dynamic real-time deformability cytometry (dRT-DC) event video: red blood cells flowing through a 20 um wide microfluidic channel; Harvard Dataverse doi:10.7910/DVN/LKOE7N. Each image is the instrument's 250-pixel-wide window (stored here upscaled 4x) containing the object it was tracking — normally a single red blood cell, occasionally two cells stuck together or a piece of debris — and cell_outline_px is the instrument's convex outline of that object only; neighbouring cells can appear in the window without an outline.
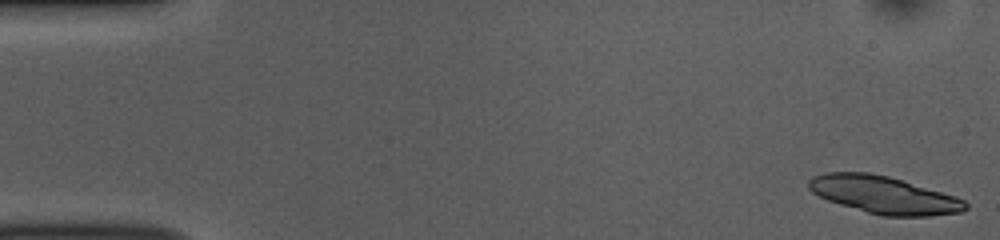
{"species": "common noctule bat (a hibernating species)", "species_latin": "Nyctalus noctula", "temperature_condition": "room temperature", "stored_images_in_passage": 51, "camera_frame_rate_fps": 3000, "um_per_image_px": 0.085, "animal": {"sex": "female", "body_mass_g": 10.0, "forearm_length_mm": 53.1}, "frame": {"image": 1, "passage_image": 1, "time_ms": 0.0, "image_size_px": [1000, 240], "cell_outline_px": [[968, 208], [960, 212], [928, 216], [884, 216], [868, 212], [840, 204], [828, 200], [812, 192], [808, 188], [808, 180], [812, 176], [824, 172], [868, 172], [888, 176], [940, 192], [964, 200], [968, 204]], "centroid_in_image_um": [75.07, 16.56], "position_along_channel_um": 9.9, "area_um2": 33.76}}
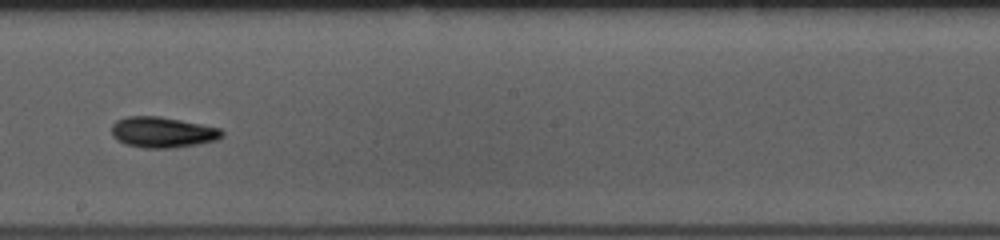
{"frame": {"image": 2, "passage_image": 29, "time_ms": 9.333, "image_size_px": [1000, 240], "cell_outline_px": [[224, 136], [216, 140], [196, 144], [172, 148], [144, 148], [124, 144], [116, 140], [112, 136], [112, 124], [116, 120], [128, 116], [160, 116], [220, 128], [224, 132]], "centroid_in_image_um": [13.79, 11.24], "position_along_channel_um": 234.4, "area_um2": 19.83}}
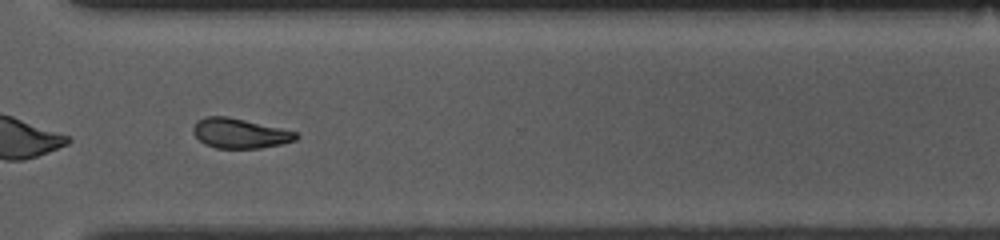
{"frame": {"image": 3, "passage_image": 38, "time_ms": 12.333, "image_size_px": [1000, 240], "cell_outline_px": [[300, 136], [296, 140], [280, 144], [260, 148], [216, 148], [204, 144], [192, 132], [192, 128], [196, 120], [204, 116], [228, 116], [280, 128], [296, 132]], "centroid_in_image_um": [20.34, 11.32], "position_along_channel_um": 350.3, "area_um2": 17.92}, "authors_computed_cell_mechanics": {"area_um2": 19.2474, "velocity_mm_per_s": 3.8616, "shape_relaxation_time_tau1_ms": 4.4104, "shape_relaxation_time_tau2_ms": 4.5326, "deformation_change_tau1": 0.1416, "deformation_change_tau2": 0.1137}}